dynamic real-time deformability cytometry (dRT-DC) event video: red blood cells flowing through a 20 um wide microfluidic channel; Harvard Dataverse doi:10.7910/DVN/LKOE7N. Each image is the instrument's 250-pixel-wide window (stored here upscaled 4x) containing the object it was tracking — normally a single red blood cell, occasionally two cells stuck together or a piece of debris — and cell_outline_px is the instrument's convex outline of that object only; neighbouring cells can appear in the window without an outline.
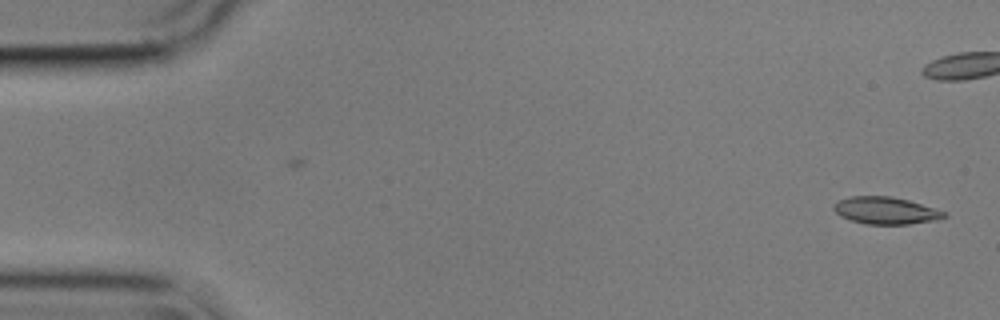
{"species": "common noctule bat (a hibernating species)", "species_latin": "Nyctalus noctula", "temperature_condition": "cold", "stored_images_in_passage": 11, "camera_frame_rate_fps": 3000, "um_per_image_px": 0.085, "animal": {"sex": "male", "body_mass_g": 17.9}, "frame": {"image": 1, "passage_image": 1, "time_ms": 0.0, "image_size_px": [1000, 320], "cell_outline_px": [[948, 216], [936, 220], [908, 224], [864, 224], [840, 216], [832, 208], [832, 204], [836, 200], [848, 196], [892, 196], [908, 200], [944, 212]], "centroid_in_image_um": [75.2, 17.89], "position_along_channel_um": 9.8, "area_um2": 17.46}}